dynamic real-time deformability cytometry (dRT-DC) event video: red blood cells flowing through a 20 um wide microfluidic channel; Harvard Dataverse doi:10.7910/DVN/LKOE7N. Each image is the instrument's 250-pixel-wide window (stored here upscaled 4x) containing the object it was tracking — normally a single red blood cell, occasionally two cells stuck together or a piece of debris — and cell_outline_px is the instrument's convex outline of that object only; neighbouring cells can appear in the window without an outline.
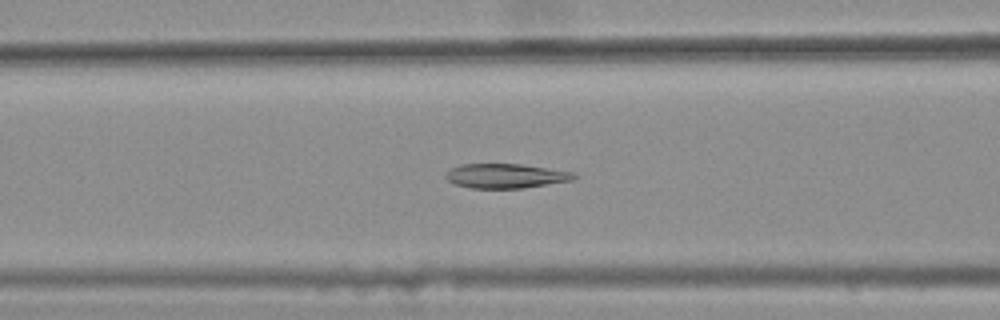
{"species": "common noctule bat (a hibernating species)", "species_latin": "Nyctalus noctula", "temperature_condition": "warm", "stored_images_in_passage": 35, "camera_frame_rate_fps": 3000, "um_per_image_px": 0.085, "animal": {"sex": "female", "body_mass_g": 25.1}, "frame": {"image": 1, "passage_image": 10, "time_ms": 3.0, "image_size_px": [1000, 320], "cell_outline_px": [[576, 176], [572, 180], [524, 188], [472, 188], [456, 184], [448, 180], [444, 176], [444, 172], [460, 164], [524, 164], [576, 172]], "centroid_in_image_um": [42.99, 14.94], "position_along_channel_um": 123.6, "area_um2": 18.38}}
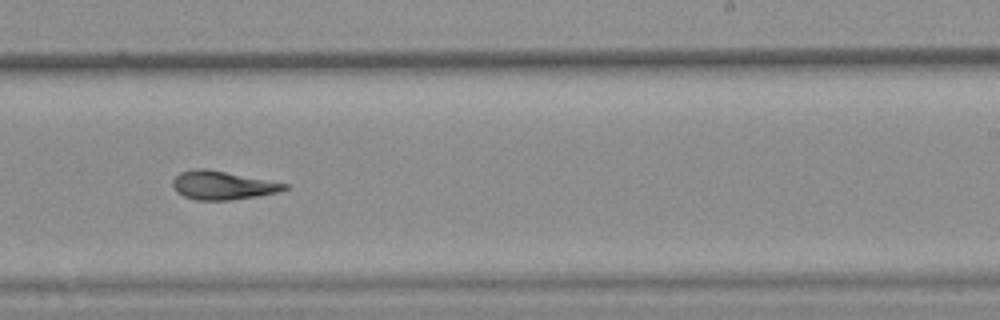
{"frame": {"image": 2, "passage_image": 22, "time_ms": 7.0, "image_size_px": [1000, 320], "cell_outline_px": [[288, 188], [276, 192], [256, 196], [228, 200], [196, 200], [184, 196], [176, 192], [172, 184], [172, 180], [180, 172], [192, 168], [204, 168], [288, 184]], "centroid_in_image_um": [18.84, 15.75], "position_along_channel_um": 270.2, "area_um2": 18.32}}
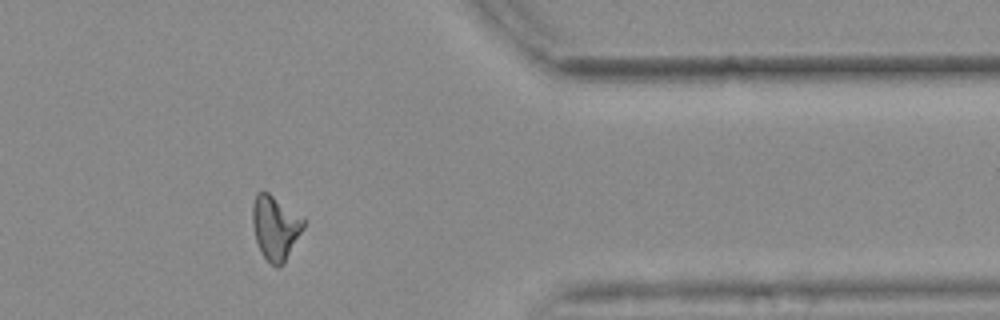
{"frame": {"image": 3, "passage_image": 33, "time_ms": 10.667, "image_size_px": [1000, 320], "cell_outline_px": [[304, 228], [284, 264], [276, 268], [260, 252], [256, 240], [252, 224], [252, 208], [256, 192], [268, 192], [304, 216]], "centroid_in_image_um": [23.42, 19.34], "position_along_channel_um": 388.0, "area_um2": 19.31}, "authors_computed_cell_mechanics": {"area_um2": 18.7272, "velocity_mm_per_s": 3.6749, "shape_relaxation_time_tau1_ms": null, "shape_relaxation_time_tau2_ms": 3.7803, "deformation_change_tau1": null, "deformation_change_tau2": 0.1173}}